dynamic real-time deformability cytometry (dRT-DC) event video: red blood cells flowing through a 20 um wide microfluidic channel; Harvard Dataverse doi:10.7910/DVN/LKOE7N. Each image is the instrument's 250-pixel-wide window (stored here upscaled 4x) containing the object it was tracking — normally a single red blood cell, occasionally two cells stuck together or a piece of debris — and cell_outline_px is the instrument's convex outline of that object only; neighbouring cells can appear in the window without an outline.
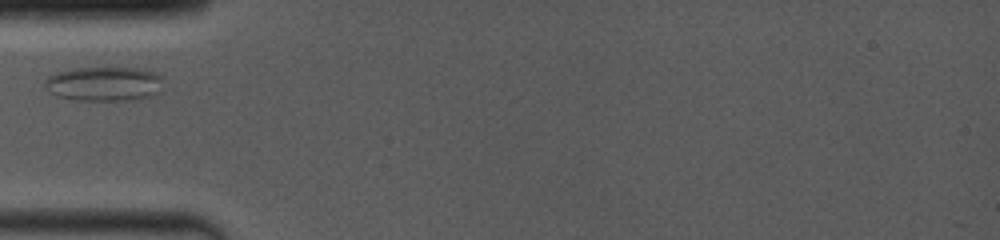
{"species": "common noctule bat (a hibernating species)", "species_latin": "Nyctalus noctula", "temperature_condition": "room temperature", "stored_images_in_passage": 22, "camera_frame_rate_fps": 4000, "um_per_image_px": 0.085, "animal": {"sex": "female", "body_mass_g": 19.0, "forearm_length_mm": 53.3}, "frame": {"image": 1, "passage_image": 1, "time_ms": 0.0, "image_size_px": [1000, 240], "cell_outline_px": [[160, 92], [156, 96], [136, 100], [72, 100], [56, 96], [48, 92], [44, 88], [44, 84], [48, 76], [56, 72], [76, 68], [136, 68], [156, 72]], "centroid_in_image_um": [8.78, 7.15], "position_along_channel_um": 76.2, "area_um2": 23.81}}
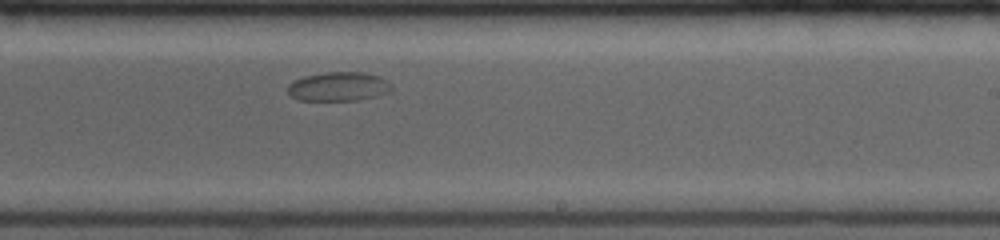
{"frame": {"image": 2, "passage_image": 12, "time_ms": 5.0, "image_size_px": [1000, 240], "cell_outline_px": [[392, 88], [388, 92], [376, 96], [356, 100], [296, 100], [288, 92], [288, 84], [304, 76], [324, 72], [364, 72], [380, 76], [388, 80], [392, 84]], "centroid_in_image_um": [28.8, 7.35], "position_along_channel_um": 260.2, "area_um2": 17.63}}
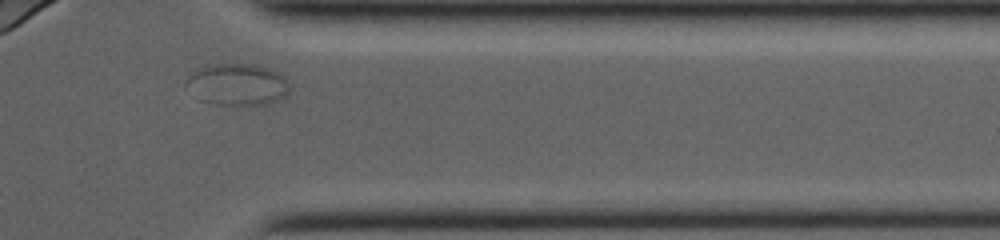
{"frame": {"image": 3, "passage_image": 20, "time_ms": 8.5, "image_size_px": [1000, 240], "cell_outline_px": [[292, 88], [284, 96], [268, 104], [236, 108], [212, 104], [200, 100], [184, 84], [188, 76], [192, 72], [204, 68], [232, 64], [248, 64], [268, 68], [280, 72]], "centroid_in_image_um": [20.21, 7.25], "position_along_channel_um": 391.2, "area_um2": 25.43}}